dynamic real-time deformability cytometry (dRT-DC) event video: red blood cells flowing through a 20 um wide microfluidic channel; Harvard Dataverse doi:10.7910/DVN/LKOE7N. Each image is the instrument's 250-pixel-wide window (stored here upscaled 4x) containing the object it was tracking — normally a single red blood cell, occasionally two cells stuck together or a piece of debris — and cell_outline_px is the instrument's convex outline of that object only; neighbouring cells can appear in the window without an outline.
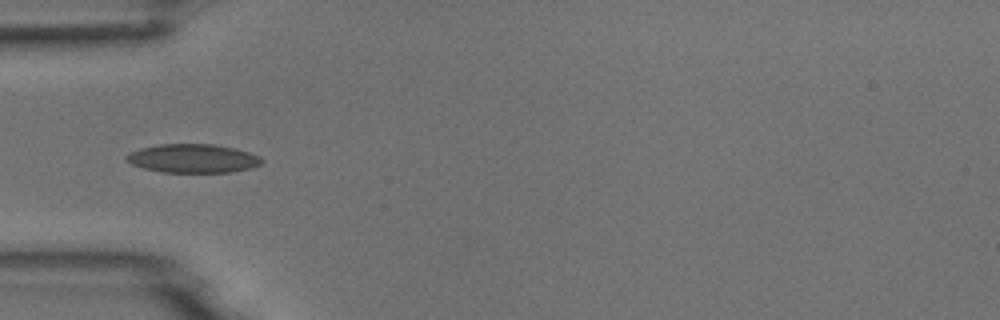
{"species": "common noctule bat (a hibernating species)", "species_latin": "Nyctalus noctula", "temperature_condition": "room temperature", "stored_images_in_passage": 10, "camera_frame_rate_fps": 3000, "um_per_image_px": 0.085, "animal": {"sex": "male", "body_mass_g": 18.8}, "frame": {"image": 1, "passage_image": 2, "time_ms": 0.333, "image_size_px": [1000, 320], "cell_outline_px": [[264, 160], [260, 164], [252, 168], [232, 172], [160, 172], [144, 168], [132, 164], [124, 156], [128, 152], [140, 148], [160, 144], [212, 144], [236, 148], [260, 156]], "centroid_in_image_um": [16.41, 13.46], "position_along_channel_um": 68.6, "area_um2": 22.72}}